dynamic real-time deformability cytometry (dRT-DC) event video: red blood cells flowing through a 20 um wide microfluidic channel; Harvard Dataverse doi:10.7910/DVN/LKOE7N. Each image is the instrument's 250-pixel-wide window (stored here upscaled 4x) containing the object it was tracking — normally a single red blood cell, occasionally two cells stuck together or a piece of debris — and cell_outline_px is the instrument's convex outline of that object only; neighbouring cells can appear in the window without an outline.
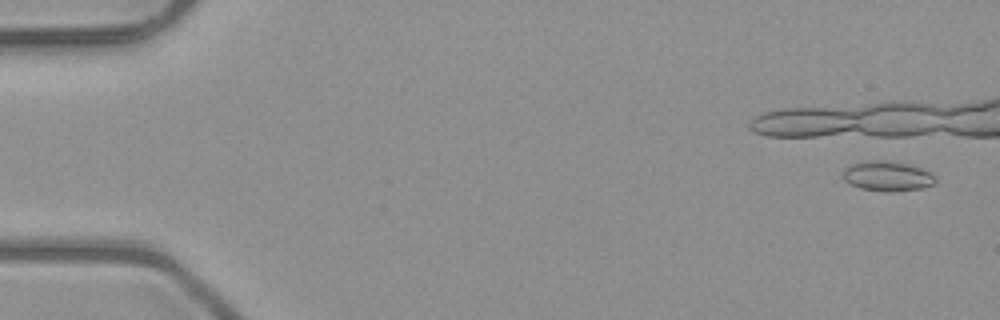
{"species": "common noctule bat (a hibernating species)", "species_latin": "Nyctalus noctula", "temperature_condition": "room temperature", "stored_images_in_passage": 6, "camera_frame_rate_fps": 3000, "um_per_image_px": 0.085, "animal": {"sex": "male", "body_mass_g": 23.1, "forearm_length_mm": 52.7}, "frame": {"image": 1, "passage_image": 3, "time_ms": 0.667, "image_size_px": [1000, 320], "cell_outline_px": [[936, 180], [932, 184], [920, 188], [892, 192], [888, 192], [860, 188], [848, 184], [844, 180], [844, 168], [852, 164], [864, 160], [880, 160], [908, 164], [920, 168], [936, 176]], "centroid_in_image_um": [75.39, 14.97], "position_along_channel_um": 9.6, "area_um2": 16.01}}